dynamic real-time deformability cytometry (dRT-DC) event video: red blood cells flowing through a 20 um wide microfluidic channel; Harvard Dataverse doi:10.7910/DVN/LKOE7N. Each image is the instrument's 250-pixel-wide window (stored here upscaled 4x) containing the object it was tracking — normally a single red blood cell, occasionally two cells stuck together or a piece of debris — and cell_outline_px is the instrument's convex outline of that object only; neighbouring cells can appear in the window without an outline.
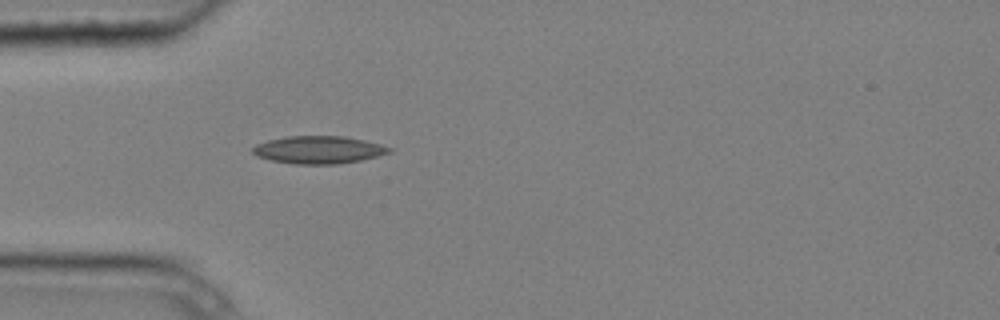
{"species": "common noctule bat (a hibernating species)", "species_latin": "Nyctalus noctula", "temperature_condition": "cold", "stored_images_in_passage": 4, "camera_frame_rate_fps": 3000, "um_per_image_px": 0.085, "animal": {"sex": "male", "body_mass_g": 20.4}, "frame": {"image": 1, "passage_image": 4, "time_ms": 1.0, "image_size_px": [1000, 320], "cell_outline_px": [[392, 152], [360, 160], [336, 164], [292, 164], [272, 160], [256, 156], [252, 152], [252, 148], [256, 144], [268, 140], [288, 136], [344, 136], [364, 140], [380, 144], [392, 148]], "centroid_in_image_um": [27.07, 12.73], "position_along_channel_um": 57.9, "area_um2": 21.91}}